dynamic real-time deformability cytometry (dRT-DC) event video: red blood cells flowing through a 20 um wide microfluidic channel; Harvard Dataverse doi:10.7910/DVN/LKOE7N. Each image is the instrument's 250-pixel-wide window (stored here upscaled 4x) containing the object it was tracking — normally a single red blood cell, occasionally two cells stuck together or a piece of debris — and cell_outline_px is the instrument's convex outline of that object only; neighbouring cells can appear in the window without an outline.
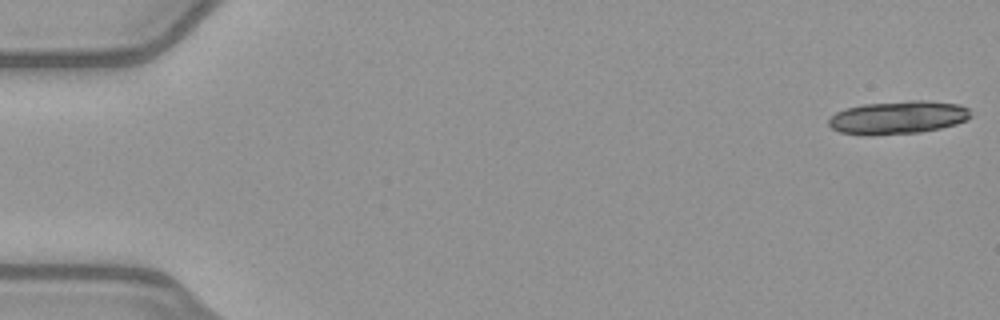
{"species": "common noctule bat (a hibernating species)", "species_latin": "Nyctalus noctula", "temperature_condition": "warm", "stored_images_in_passage": 19, "camera_frame_rate_fps": 3000, "um_per_image_px": 0.085, "animal": {"sex": "female", "body_mass_g": 21.9}, "frame": {"image": 1, "passage_image": 1, "time_ms": 0.0, "image_size_px": [1000, 320], "cell_outline_px": [[972, 116], [968, 120], [956, 124], [940, 128], [920, 132], [872, 136], [840, 132], [832, 128], [828, 124], [828, 120], [836, 112], [848, 108], [864, 104], [908, 100], [928, 100], [960, 104], [968, 108]], "centroid_in_image_um": [76.37, 9.98], "position_along_channel_um": 8.6, "area_um2": 27.63}}
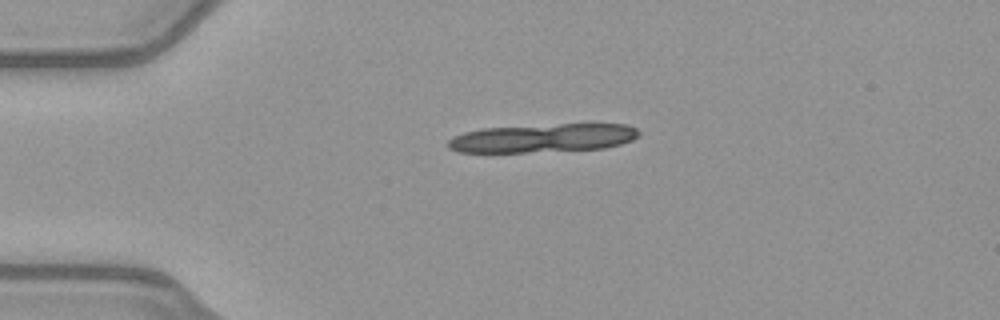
{"frame": {"image": 2, "passage_image": 12, "time_ms": 3.667, "image_size_px": [1000, 320], "cell_outline_px": [[640, 136], [632, 140], [620, 144], [604, 148], [528, 152], [456, 152], [448, 148], [448, 140], [452, 136], [464, 132], [484, 128], [560, 124], [628, 124], [636, 128], [640, 132]], "centroid_in_image_um": [46.15, 11.73], "position_along_channel_um": 38.9, "area_um2": 31.73}}